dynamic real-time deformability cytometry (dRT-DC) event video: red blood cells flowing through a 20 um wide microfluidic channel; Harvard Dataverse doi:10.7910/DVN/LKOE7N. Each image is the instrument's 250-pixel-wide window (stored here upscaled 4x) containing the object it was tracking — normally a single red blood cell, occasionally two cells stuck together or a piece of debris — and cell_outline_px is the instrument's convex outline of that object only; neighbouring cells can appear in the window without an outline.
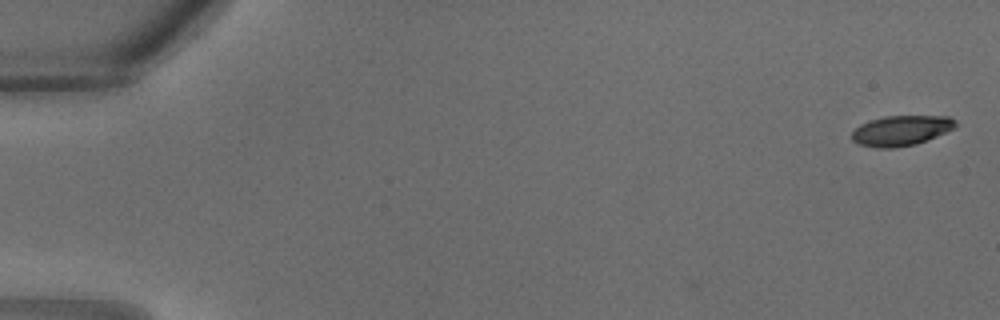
{"species": "common noctule bat (a hibernating species)", "species_latin": "Nyctalus noctula", "temperature_condition": "warm", "stored_images_in_passage": 33, "camera_frame_rate_fps": 3000, "um_per_image_px": 0.085, "animal": {"sex": "male", "body_mass_g": 18.8}, "frame": {"image": 1, "passage_image": 1, "time_ms": 0.0, "image_size_px": [1000, 320], "cell_outline_px": [[956, 128], [916, 144], [892, 148], [880, 148], [860, 144], [852, 140], [852, 132], [860, 124], [884, 116], [948, 116], [956, 120]], "centroid_in_image_um": [76.62, 11.09], "position_along_channel_um": 8.4, "area_um2": 18.09}}
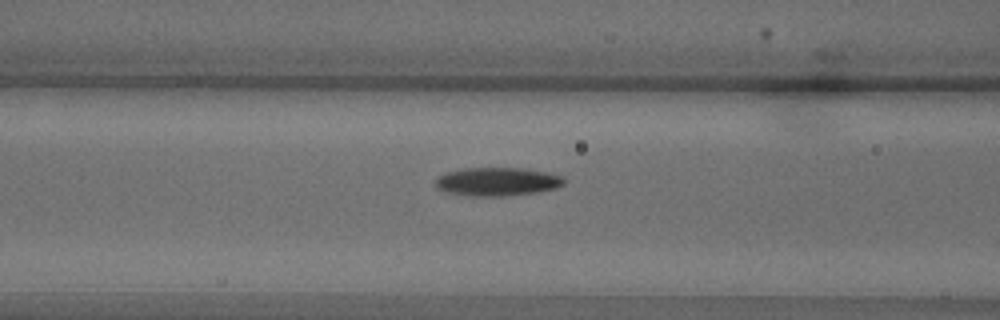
{"frame": {"image": 2, "passage_image": 14, "time_ms": 4.333, "image_size_px": [1000, 320], "cell_outline_px": [[564, 184], [556, 188], [536, 192], [500, 196], [468, 196], [444, 192], [436, 188], [436, 180], [444, 172], [464, 168], [520, 168], [544, 172], [560, 176], [564, 180]], "centroid_in_image_um": [42.2, 15.44], "position_along_channel_um": 124.4, "area_um2": 21.15}}
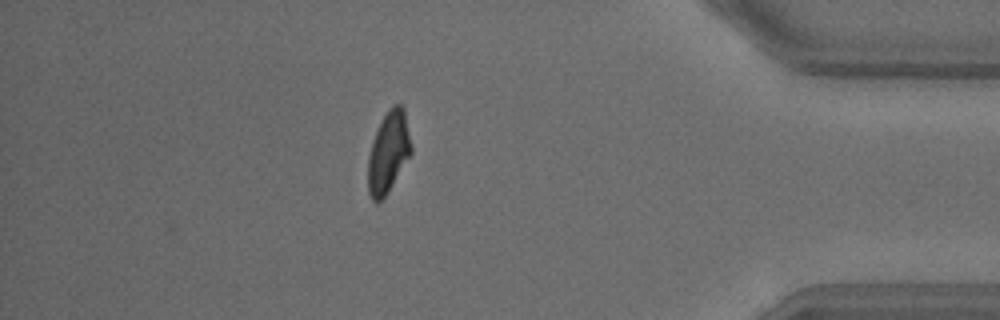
{"frame": {"image": 3, "passage_image": 29, "time_ms": 9.333, "image_size_px": [1000, 320], "cell_outline_px": [[412, 152], [384, 196], [376, 204], [372, 200], [368, 192], [368, 156], [372, 140], [388, 108], [392, 104], [400, 104], [404, 108], [412, 148]], "centroid_in_image_um": [33.0, 12.91], "position_along_channel_um": 402.2, "area_um2": 20.11}}